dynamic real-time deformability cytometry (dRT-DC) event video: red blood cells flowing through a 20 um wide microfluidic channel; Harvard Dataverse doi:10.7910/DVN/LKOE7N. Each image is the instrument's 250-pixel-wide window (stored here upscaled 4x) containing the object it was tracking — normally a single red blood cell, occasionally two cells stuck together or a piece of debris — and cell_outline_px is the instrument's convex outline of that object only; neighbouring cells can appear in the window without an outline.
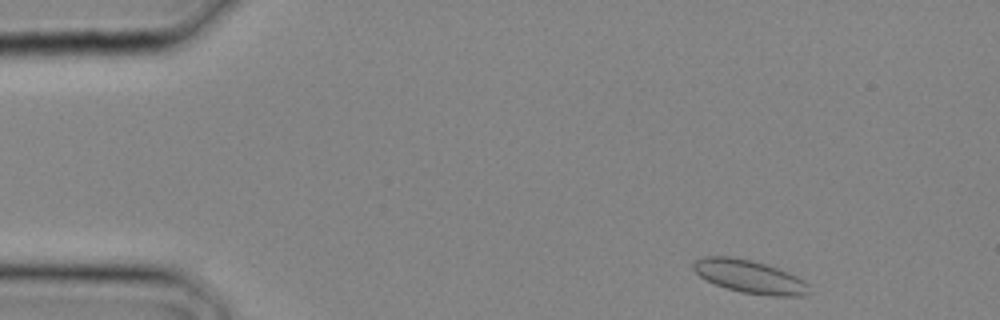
{"species": "common noctule bat (a hibernating species)", "species_latin": "Nyctalus noctula", "temperature_condition": "cold", "stored_images_in_passage": 2, "camera_frame_rate_fps": 3000, "um_per_image_px": 0.085, "animal": {"sex": "male", "body_mass_g": 20.4}, "frame": {"image": 1, "passage_image": 1, "time_ms": 0.0, "image_size_px": [1000, 320], "cell_outline_px": [[808, 292], [804, 296], [772, 296], [740, 292], [716, 284], [700, 276], [692, 268], [692, 264], [696, 260], [704, 256], [728, 256], [752, 260], [788, 272], [804, 280], [808, 284]], "centroid_in_image_um": [63.71, 23.51], "position_along_channel_um": 21.3, "area_um2": 22.08}}